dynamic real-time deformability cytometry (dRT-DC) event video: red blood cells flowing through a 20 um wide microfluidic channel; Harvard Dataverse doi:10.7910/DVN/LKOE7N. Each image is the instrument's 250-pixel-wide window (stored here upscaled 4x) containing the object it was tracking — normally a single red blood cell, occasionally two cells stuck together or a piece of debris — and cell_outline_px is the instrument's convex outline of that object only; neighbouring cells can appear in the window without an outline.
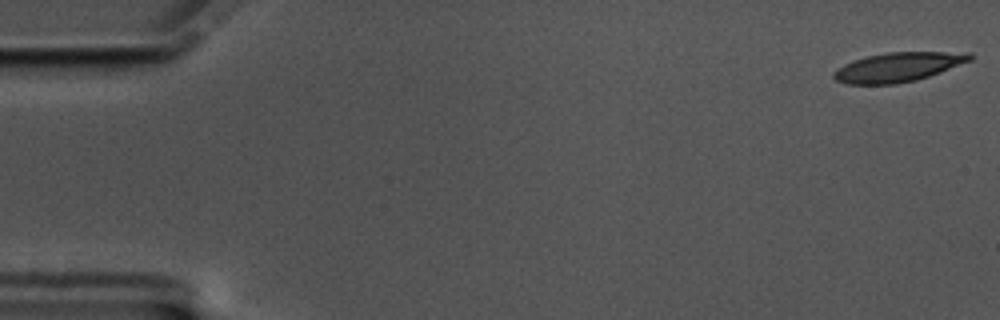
{"species": "common noctule bat (a hibernating species)", "species_latin": "Nyctalus noctula", "temperature_condition": "cold", "stored_images_in_passage": 12, "camera_frame_rate_fps": 3000, "um_per_image_px": 0.085, "animal": {"sex": "male", "body_mass_g": 17.5, "forearm_length_mm": 52.3}, "frame": {"image": 1, "passage_image": 1, "time_ms": 0.0, "image_size_px": [1000, 320], "cell_outline_px": [[972, 60], [940, 72], [916, 80], [896, 84], [844, 84], [836, 80], [832, 76], [832, 72], [844, 64], [868, 56], [888, 52], [972, 52]], "centroid_in_image_um": [76.34, 5.7], "position_along_channel_um": 8.7, "area_um2": 23.18}}